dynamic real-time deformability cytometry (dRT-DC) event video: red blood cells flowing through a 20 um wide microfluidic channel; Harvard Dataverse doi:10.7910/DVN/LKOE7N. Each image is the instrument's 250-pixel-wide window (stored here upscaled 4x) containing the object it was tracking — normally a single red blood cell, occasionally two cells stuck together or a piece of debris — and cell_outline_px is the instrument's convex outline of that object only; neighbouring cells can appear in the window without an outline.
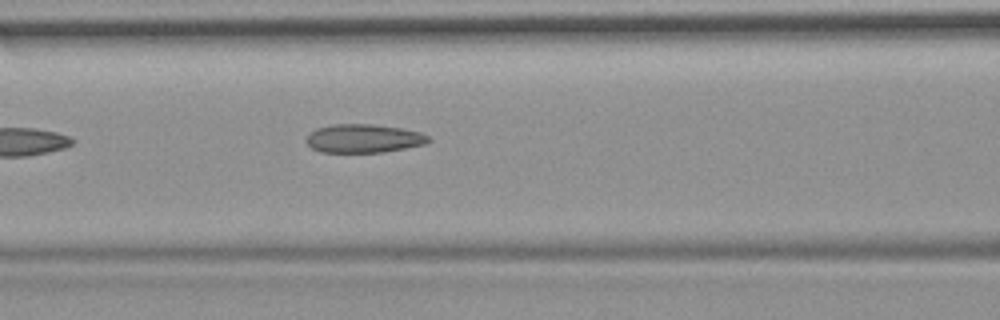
{"species": "common noctule bat (a hibernating species)", "species_latin": "Nyctalus noctula", "temperature_condition": "room temperature", "stored_images_in_passage": 7, "camera_frame_rate_fps": 3000, "um_per_image_px": 0.085, "animal": {"sex": "female", "body_mass_g": 19.9}, "frame": {"image": 1, "passage_image": 7, "time_ms": 7.0, "image_size_px": [1000, 320], "cell_outline_px": [[432, 140], [428, 144], [384, 152], [320, 152], [312, 148], [308, 144], [308, 136], [316, 128], [332, 124], [372, 124], [400, 128], [420, 132], [428, 136]], "centroid_in_image_um": [30.96, 11.77], "position_along_channel_um": 135.6, "area_um2": 20.29}}